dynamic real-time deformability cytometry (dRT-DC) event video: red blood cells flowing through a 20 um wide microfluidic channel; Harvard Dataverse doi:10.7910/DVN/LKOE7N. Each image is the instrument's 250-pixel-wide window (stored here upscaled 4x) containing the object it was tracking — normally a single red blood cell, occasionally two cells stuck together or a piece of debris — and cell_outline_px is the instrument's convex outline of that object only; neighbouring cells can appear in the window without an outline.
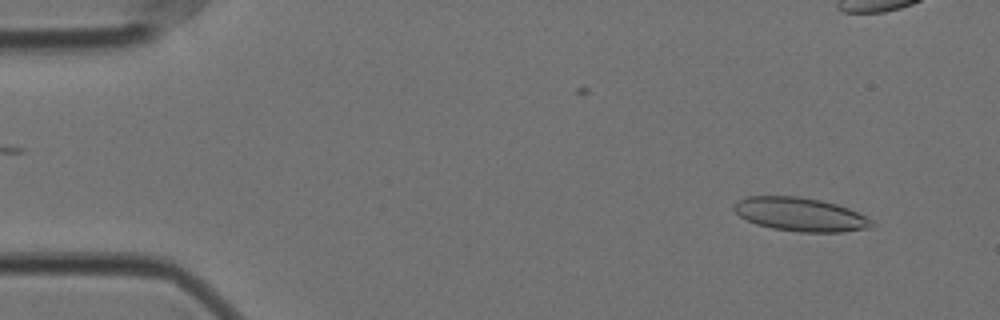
{"species": "Egyptian fruit bat (a non-hibernating species)", "species_latin": "Rousettus aegyptiacus", "temperature_condition": "cold", "stored_images_in_passage": 58, "camera_frame_rate_fps": 3000, "um_per_image_px": 0.085, "animal": {"sex": "female"}, "frame": {"image": 1, "passage_image": 5, "time_ms": 1.333, "image_size_px": [1000, 320], "cell_outline_px": [[876, 224], [868, 228], [844, 232], [800, 232], [772, 228], [756, 224], [740, 216], [732, 208], [732, 204], [748, 196], [800, 196], [820, 200], [836, 204], [848, 208], [872, 220]], "centroid_in_image_um": [68.02, 18.22], "position_along_channel_um": 17.0, "area_um2": 26.93}}
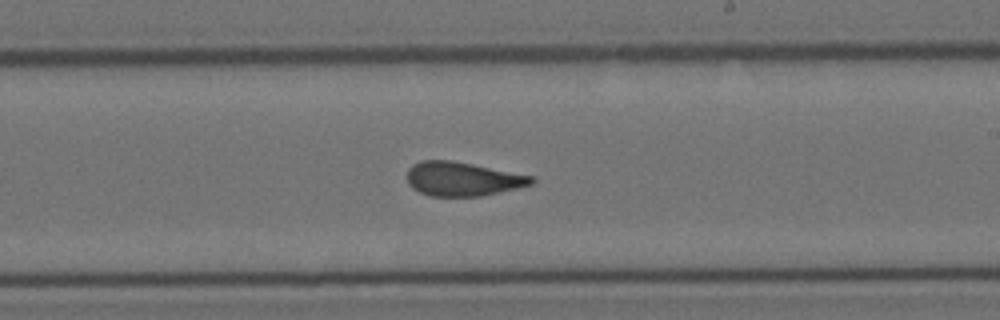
{"frame": {"image": 2, "passage_image": 33, "time_ms": 10.667, "image_size_px": [1000, 320], "cell_outline_px": [[536, 180], [532, 184], [516, 188], [480, 196], [432, 196], [420, 192], [412, 188], [408, 184], [408, 168], [412, 164], [420, 160], [452, 160], [532, 176]], "centroid_in_image_um": [39.28, 15.2], "position_along_channel_um": 249.7, "area_um2": 24.45}}
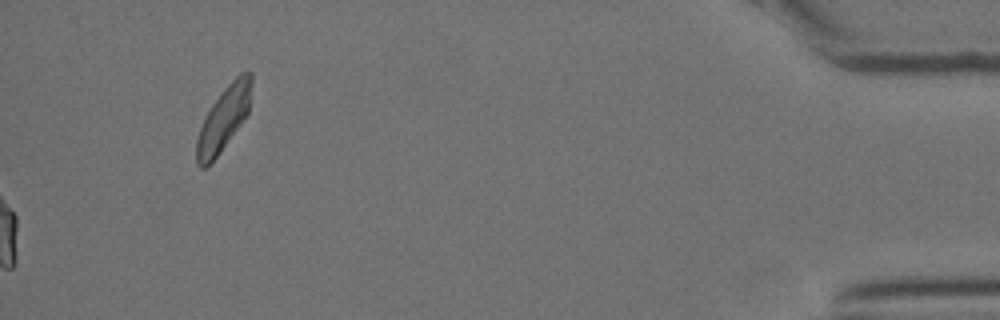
{"frame": {"image": 3, "passage_image": 58, "time_ms": 19.0, "image_size_px": [1000, 320], "cell_outline_px": [[252, 84], [248, 112], [240, 124], [220, 152], [204, 168], [200, 168], [196, 164], [196, 140], [204, 116], [212, 104], [224, 88], [240, 72], [252, 72]], "centroid_in_image_um": [19.0, 10.07], "position_along_channel_um": 416.2, "area_um2": 20.17}, "authors_computed_cell_mechanics": {"area_um2": 25.3164, "velocity_mm_per_s": 3.5377, "shape_relaxation_time_tau1_ms": null, "shape_relaxation_time_tau2_ms": 1.469, "deformation_change_tau1": null, "deformation_change_tau2": 0.0973}}